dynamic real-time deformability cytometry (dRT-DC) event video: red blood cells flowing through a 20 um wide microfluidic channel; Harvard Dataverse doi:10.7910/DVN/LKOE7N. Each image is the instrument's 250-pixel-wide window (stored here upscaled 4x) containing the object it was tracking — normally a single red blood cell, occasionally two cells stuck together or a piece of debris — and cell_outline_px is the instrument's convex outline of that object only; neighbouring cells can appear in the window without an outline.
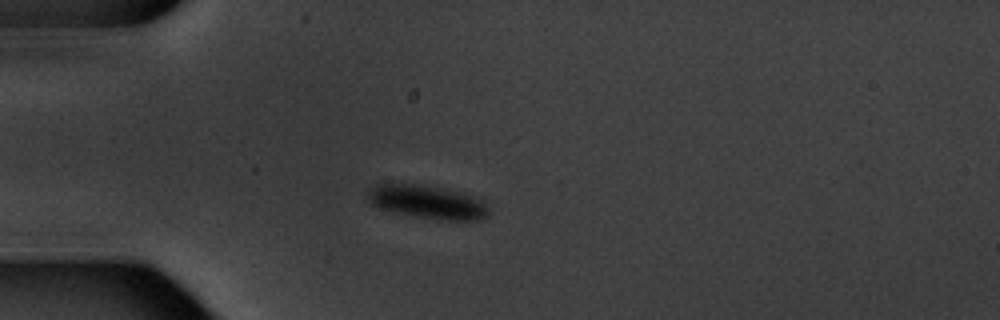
{"species": "common noctule bat (a hibernating species)", "species_latin": "Nyctalus noctula", "temperature_condition": "warm", "stored_images_in_passage": 8, "camera_frame_rate_fps": 3000, "um_per_image_px": 0.085, "animal": {"sex": "male", "body_mass_g": 20.1, "forearm_length_mm": 53.5}, "frame": {"image": 1, "passage_image": 4, "time_ms": 3.667, "image_size_px": [1000, 320], "cell_outline_px": [[488, 216], [476, 220], [448, 220], [412, 216], [380, 208], [372, 204], [368, 200], [368, 188], [376, 184], [412, 184], [440, 188], [464, 192], [480, 200], [484, 204], [488, 212]], "centroid_in_image_um": [36.3, 17.17], "position_along_channel_um": 48.7, "area_um2": 23.18}}